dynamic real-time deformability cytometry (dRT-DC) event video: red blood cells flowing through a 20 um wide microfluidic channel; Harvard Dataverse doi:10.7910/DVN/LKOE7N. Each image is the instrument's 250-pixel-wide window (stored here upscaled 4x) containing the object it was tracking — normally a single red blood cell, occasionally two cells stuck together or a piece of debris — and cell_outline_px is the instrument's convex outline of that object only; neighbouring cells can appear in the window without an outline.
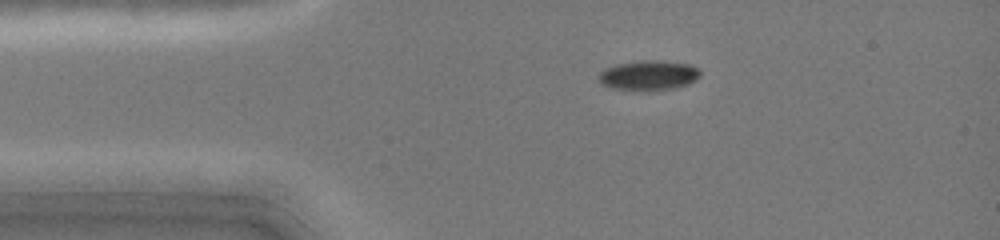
{"species": "common noctule bat (a hibernating species)", "species_latin": "Nyctalus noctula", "temperature_condition": "cold", "stored_images_in_passage": 40, "camera_frame_rate_fps": 3000, "um_per_image_px": 0.085, "animal": {"sex": "female", "body_mass_g": 19.0, "forearm_length_mm": 51.5}, "frame": {"image": 1, "passage_image": 2, "time_ms": 0.333, "image_size_px": [1000, 240], "cell_outline_px": [[700, 76], [696, 80], [688, 84], [676, 88], [644, 92], [608, 88], [600, 84], [600, 72], [604, 68], [616, 64], [640, 60], [660, 60], [688, 64], [700, 68]], "centroid_in_image_um": [55.12, 6.42], "position_along_channel_um": 29.9, "area_um2": 18.21}}
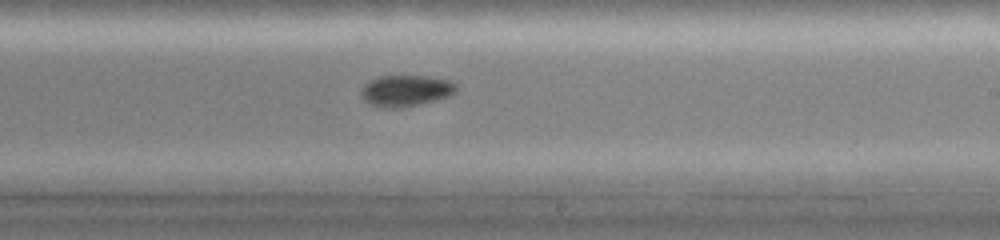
{"frame": {"image": 2, "passage_image": 21, "time_ms": 6.667, "image_size_px": [1000, 240], "cell_outline_px": [[460, 84], [456, 92], [448, 96], [400, 108], [392, 108], [368, 104], [360, 96], [360, 92], [364, 84], [380, 76], [424, 76], [448, 80]], "centroid_in_image_um": [34.49, 7.7], "position_along_channel_um": 254.5, "area_um2": 17.17}}
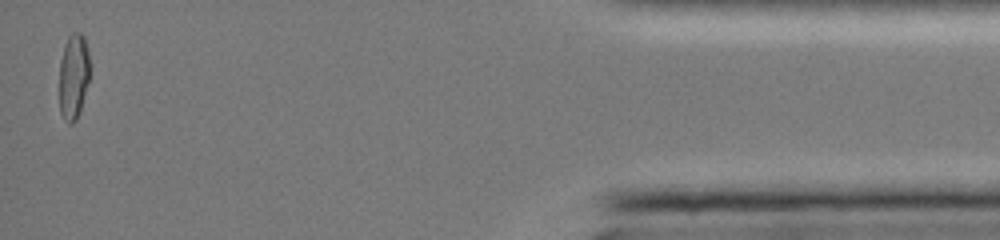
{"frame": {"image": 3, "passage_image": 39, "time_ms": 12.667, "image_size_px": [1000, 240], "cell_outline_px": [[88, 80], [80, 112], [76, 120], [72, 124], [68, 124], [60, 112], [60, 60], [64, 44], [68, 36], [72, 32], [80, 32], [84, 36], [88, 52]], "centroid_in_image_um": [6.23, 6.48], "position_along_channel_um": 429.0, "area_um2": 15.09}, "authors_computed_cell_mechanics": {"area_um2": 17.0799, "velocity_mm_per_s": 4.1128, "shape_relaxation_time_tau1_ms": 5.9339, "shape_relaxation_time_tau2_ms": 4.2447, "deformation_change_tau1": 0.1643, "deformation_change_tau2": 0.0574}}